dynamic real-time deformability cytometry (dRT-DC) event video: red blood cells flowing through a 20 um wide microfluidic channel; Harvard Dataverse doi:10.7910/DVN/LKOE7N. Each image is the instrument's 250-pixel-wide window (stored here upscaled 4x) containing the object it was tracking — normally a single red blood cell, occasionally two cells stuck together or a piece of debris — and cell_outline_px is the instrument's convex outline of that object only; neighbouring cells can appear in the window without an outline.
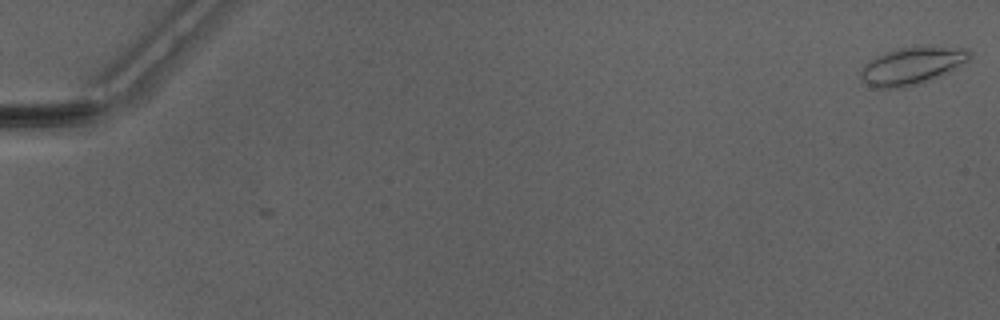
{"species": "Egyptian fruit bat (a non-hibernating species)", "species_latin": "Rousettus aegyptiacus", "temperature_condition": "warm", "stored_images_in_passage": 7, "camera_frame_rate_fps": 3000, "um_per_image_px": 0.085, "animal": {"sex": "male"}, "frame": {"image": 1, "passage_image": 1, "time_ms": 0.0, "image_size_px": [1000, 320], "cell_outline_px": [[972, 56], [968, 60], [940, 76], [904, 88], [876, 88], [860, 80], [860, 72], [864, 64], [876, 56], [884, 52], [900, 48], [924, 44], [928, 44], [968, 48], [972, 52]], "centroid_in_image_um": [77.54, 5.55], "position_along_channel_um": 7.5, "area_um2": 24.22}}